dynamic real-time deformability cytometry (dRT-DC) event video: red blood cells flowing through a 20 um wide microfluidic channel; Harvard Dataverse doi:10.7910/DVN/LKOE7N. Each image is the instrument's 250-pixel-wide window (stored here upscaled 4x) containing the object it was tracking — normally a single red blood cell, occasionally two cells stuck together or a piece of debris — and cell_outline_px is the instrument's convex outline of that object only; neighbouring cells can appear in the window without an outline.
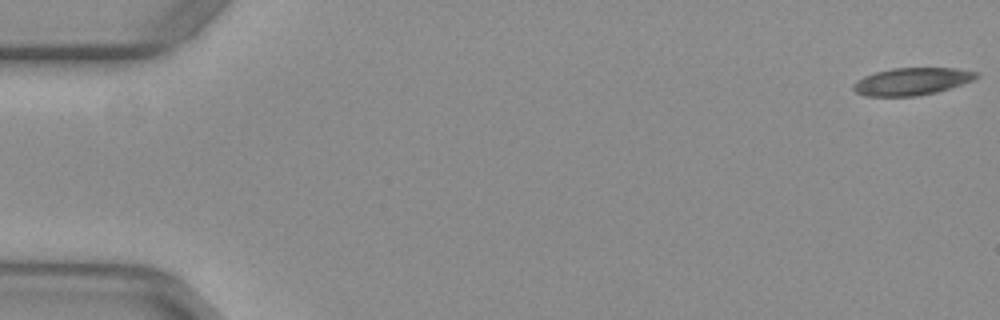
{"species": "common noctule bat (a hibernating species)", "species_latin": "Nyctalus noctula", "temperature_condition": "warm", "stored_images_in_passage": 49, "camera_frame_rate_fps": 3000, "um_per_image_px": 0.085, "animal": {"sex": "female", "body_mass_g": 29.2, "forearm_length_mm": 56.3}, "frame": {"image": 1, "passage_image": 1, "time_ms": 0.0, "image_size_px": [1000, 320], "cell_outline_px": [[980, 76], [972, 80], [936, 92], [916, 96], [864, 96], [856, 92], [852, 88], [852, 84], [856, 80], [864, 76], [876, 72], [892, 68], [956, 68], [980, 72]], "centroid_in_image_um": [77.48, 6.91], "position_along_channel_um": 7.5, "area_um2": 19.59}}
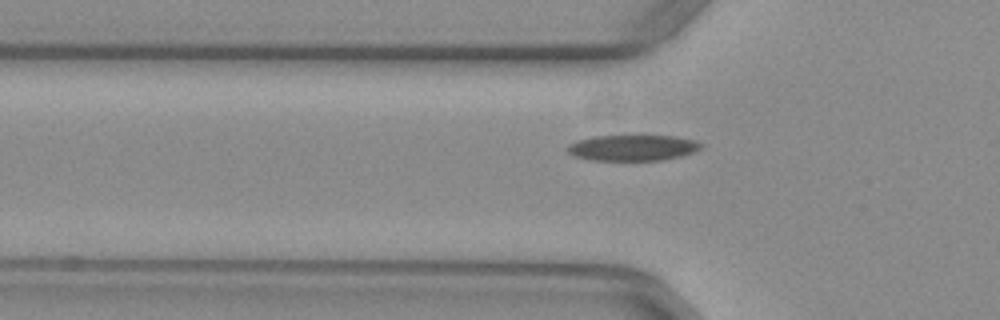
{"frame": {"image": 2, "passage_image": 18, "time_ms": 5.667, "image_size_px": [1000, 320], "cell_outline_px": [[704, 148], [696, 152], [664, 160], [592, 160], [576, 156], [568, 152], [568, 144], [592, 136], [676, 136], [696, 140], [704, 144]], "centroid_in_image_um": [53.87, 12.56], "position_along_channel_um": 71.9, "area_um2": 20.17}}
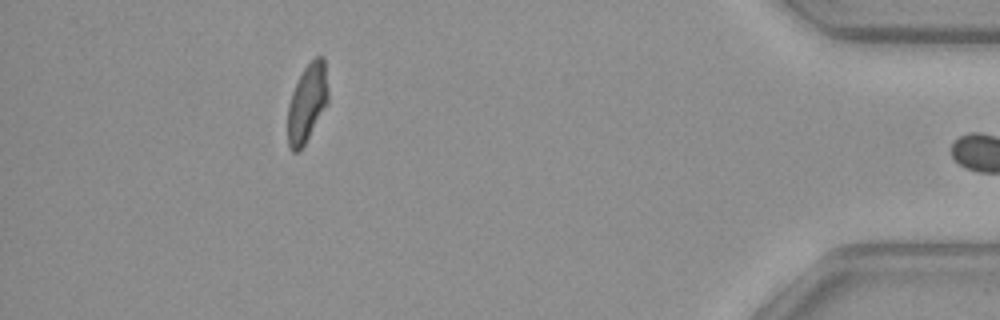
{"frame": {"image": 3, "passage_image": 48, "time_ms": 15.667, "image_size_px": [1000, 320], "cell_outline_px": [[328, 104], [300, 152], [292, 152], [288, 148], [288, 104], [292, 92], [304, 68], [316, 56], [324, 56], [328, 88]], "centroid_in_image_um": [26.11, 8.78], "position_along_channel_um": 409.1, "area_um2": 18.55}, "authors_computed_cell_mechanics": {"area_um2": 20.1722, "velocity_mm_per_s": 3.9382, "shape_relaxation_time_tau1_ms": null, "shape_relaxation_time_tau2_ms": 2.9149, "deformation_change_tau1": null, "deformation_change_tau2": 0.099}}